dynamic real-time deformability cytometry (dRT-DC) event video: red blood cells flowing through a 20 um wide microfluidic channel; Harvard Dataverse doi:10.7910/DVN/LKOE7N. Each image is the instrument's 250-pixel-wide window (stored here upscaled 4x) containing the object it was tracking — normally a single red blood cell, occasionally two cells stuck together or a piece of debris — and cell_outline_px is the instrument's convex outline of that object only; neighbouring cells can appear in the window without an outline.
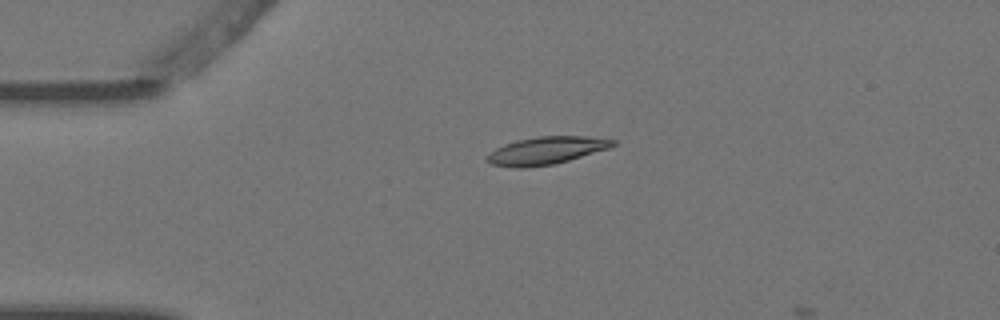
{"species": "Egyptian fruit bat (a non-hibernating species)", "species_latin": "Rousettus aegyptiacus", "temperature_condition": "warm", "stored_images_in_passage": 5, "camera_frame_rate_fps": 3000, "um_per_image_px": 0.085, "animal": {"sex": "female"}, "frame": {"image": 1, "passage_image": 4, "time_ms": 1.0, "image_size_px": [1000, 320], "cell_outline_px": [[616, 144], [608, 148], [568, 160], [552, 164], [524, 168], [512, 168], [492, 164], [484, 160], [496, 148], [504, 144], [516, 140], [540, 136], [588, 136], [616, 140]], "centroid_in_image_um": [46.4, 12.79], "position_along_channel_um": 38.6, "area_um2": 20.06}}